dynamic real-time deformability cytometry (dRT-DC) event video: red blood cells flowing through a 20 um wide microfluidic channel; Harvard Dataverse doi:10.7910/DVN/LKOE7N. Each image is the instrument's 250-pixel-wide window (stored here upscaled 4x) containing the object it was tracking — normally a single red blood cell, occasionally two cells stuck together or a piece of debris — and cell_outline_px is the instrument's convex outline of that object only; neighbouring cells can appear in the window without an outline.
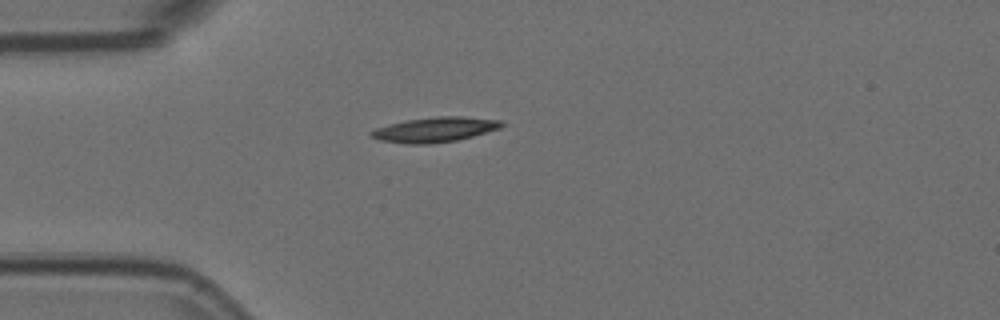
{"species": "Egyptian fruit bat (a non-hibernating species)", "species_latin": "Rousettus aegyptiacus", "temperature_condition": "room temperature", "stored_images_in_passage": 1, "camera_frame_rate_fps": 3000, "um_per_image_px": 0.085, "animal": {"sex": "female"}, "frame": {"image": 1, "passage_image": 1, "time_ms": 0.0, "image_size_px": [1000, 320], "cell_outline_px": [[504, 124], [500, 128], [472, 136], [456, 140], [428, 144], [408, 144], [380, 140], [368, 136], [368, 132], [376, 128], [388, 124], [408, 120], [436, 116], [460, 116], [504, 120]], "centroid_in_image_um": [36.94, 11.01], "position_along_channel_um": 48.1, "area_um2": 18.96}}